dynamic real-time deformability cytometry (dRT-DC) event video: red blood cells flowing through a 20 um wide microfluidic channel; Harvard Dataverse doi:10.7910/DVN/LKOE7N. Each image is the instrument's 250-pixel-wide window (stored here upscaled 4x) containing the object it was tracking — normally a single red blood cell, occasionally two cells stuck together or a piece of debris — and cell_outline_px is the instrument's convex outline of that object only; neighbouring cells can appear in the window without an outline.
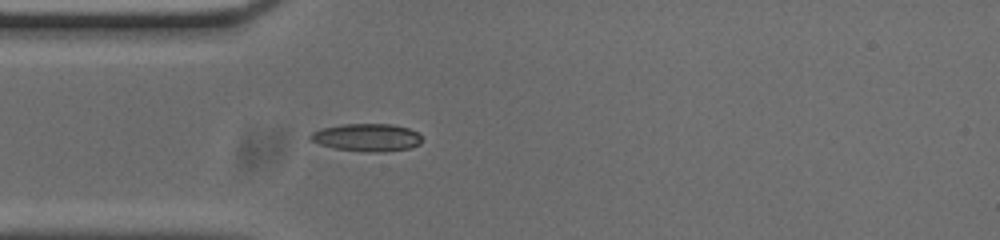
{"species": "common noctule bat (a hibernating species)", "species_latin": "Nyctalus noctula", "temperature_condition": "cold", "stored_images_in_passage": 40, "camera_frame_rate_fps": 3000, "um_per_image_px": 0.085, "animal": {"sex": "male", "body_mass_g": 20.0, "forearm_length_mm": 53.3}, "frame": {"image": 1, "passage_image": 1, "time_ms": 0.0, "image_size_px": [1000, 240], "cell_outline_px": [[420, 144], [408, 148], [380, 152], [368, 152], [336, 148], [320, 144], [308, 140], [308, 136], [312, 132], [320, 128], [344, 124], [392, 124], [408, 128], [416, 132], [420, 136]], "centroid_in_image_um": [31.13, 11.67], "position_along_channel_um": 53.9, "area_um2": 17.86}}
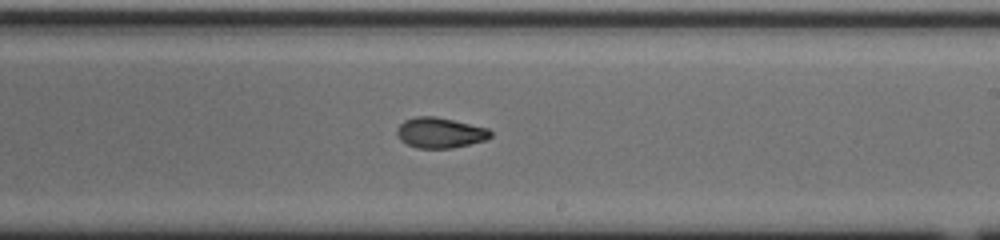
{"frame": {"image": 2, "passage_image": 17, "time_ms": 5.333, "image_size_px": [1000, 240], "cell_outline_px": [[492, 136], [488, 140], [452, 148], [416, 148], [400, 140], [396, 132], [396, 128], [404, 120], [416, 116], [436, 116], [488, 128], [492, 132]], "centroid_in_image_um": [37.41, 11.28], "position_along_channel_um": 251.6, "area_um2": 16.76}}
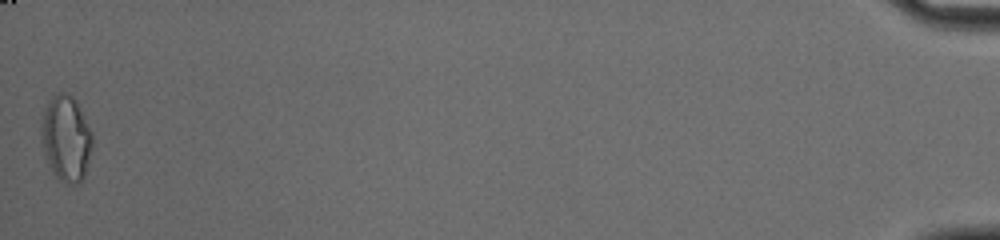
{"frame": {"image": 3, "passage_image": 40, "time_ms": 13.0, "image_size_px": [1000, 240], "cell_outline_px": [[92, 148], [84, 176], [80, 184], [72, 188], [64, 184], [52, 172], [44, 156], [40, 144], [40, 132], [44, 112], [48, 100], [56, 92], [64, 92], [72, 96], [92, 132]], "centroid_in_image_um": [5.59, 11.84], "position_along_channel_um": 429.6, "area_um2": 25.95}, "authors_computed_cell_mechanics": {"area_um2": 16.9065, "velocity_mm_per_s": 3.7551, "shape_relaxation_time_tau1_ms": 5.2174, "shape_relaxation_time_tau2_ms": 1.8745, "deformation_change_tau1": 0.1662, "deformation_change_tau2": 0.0635}}